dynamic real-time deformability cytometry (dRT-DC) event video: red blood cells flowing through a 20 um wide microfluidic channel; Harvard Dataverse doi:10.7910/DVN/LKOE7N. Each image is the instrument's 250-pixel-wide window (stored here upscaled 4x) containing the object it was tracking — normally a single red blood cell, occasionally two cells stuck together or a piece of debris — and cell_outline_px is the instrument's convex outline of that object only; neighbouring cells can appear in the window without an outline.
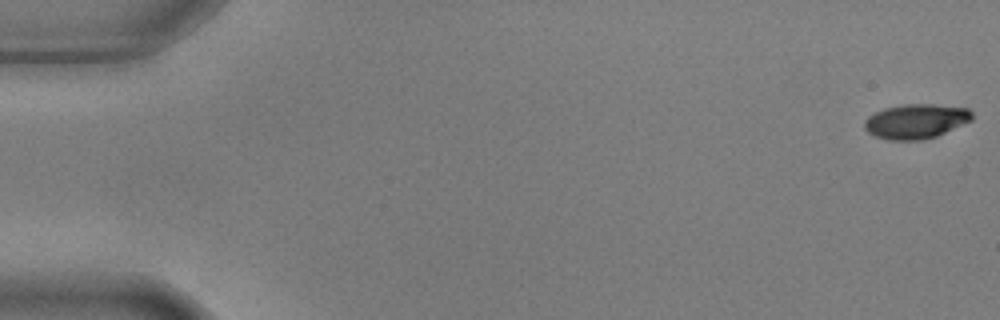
{"species": "common noctule bat (a hibernating species)", "species_latin": "Nyctalus noctula", "temperature_condition": "warm", "stored_images_in_passage": 7, "camera_frame_rate_fps": 3000, "um_per_image_px": 0.085, "animal": {"sex": "male", "body_mass_g": 17.9, "forearm_length_mm": 54.2}, "frame": {"image": 1, "passage_image": 1, "time_ms": 0.0, "image_size_px": [1000, 320], "cell_outline_px": [[972, 120], [936, 136], [920, 140], [888, 140], [876, 136], [868, 132], [864, 128], [864, 120], [868, 116], [884, 108], [904, 104], [932, 104], [968, 108], [972, 112]], "centroid_in_image_um": [77.83, 10.3], "position_along_channel_um": 7.2, "area_um2": 21.62}}
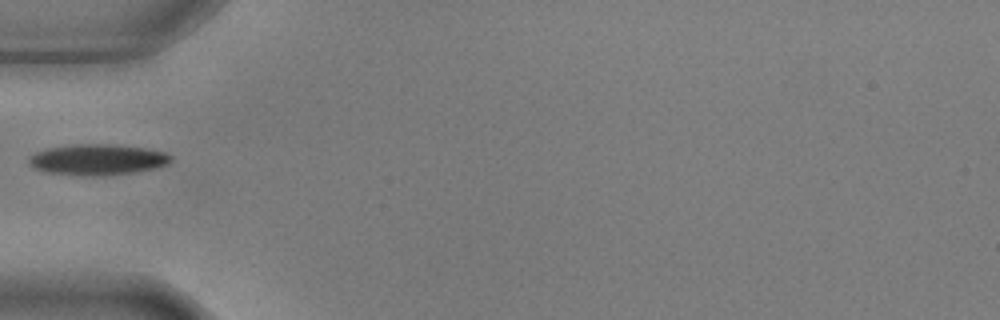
{"frame": {"image": 2, "passage_image": 6, "time_ms": 1.667, "image_size_px": [1000, 320], "cell_outline_px": [[172, 160], [168, 164], [152, 168], [132, 172], [100, 176], [80, 176], [48, 172], [32, 168], [28, 164], [28, 156], [36, 152], [48, 148], [76, 144], [116, 144], [144, 148], [164, 152], [172, 156]], "centroid_in_image_um": [8.24, 13.56], "position_along_channel_um": 76.8, "area_um2": 25.61}}
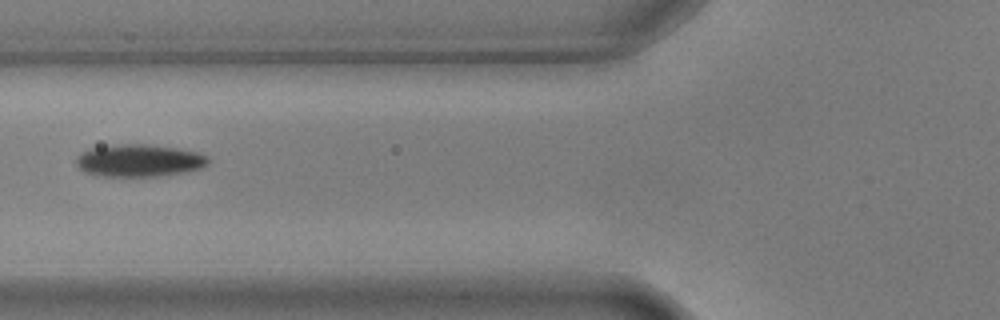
{"frame": {"image": 3, "passage_image": 7, "time_ms": 2.0, "image_size_px": [1000, 320], "cell_outline_px": [[208, 164], [204, 168], [184, 172], [160, 176], [96, 176], [84, 172], [76, 164], [76, 156], [88, 148], [120, 144], [144, 144], [176, 148], [200, 152], [208, 160]], "centroid_in_image_um": [11.8, 13.65], "position_along_channel_um": 114.0, "area_um2": 25.03}}